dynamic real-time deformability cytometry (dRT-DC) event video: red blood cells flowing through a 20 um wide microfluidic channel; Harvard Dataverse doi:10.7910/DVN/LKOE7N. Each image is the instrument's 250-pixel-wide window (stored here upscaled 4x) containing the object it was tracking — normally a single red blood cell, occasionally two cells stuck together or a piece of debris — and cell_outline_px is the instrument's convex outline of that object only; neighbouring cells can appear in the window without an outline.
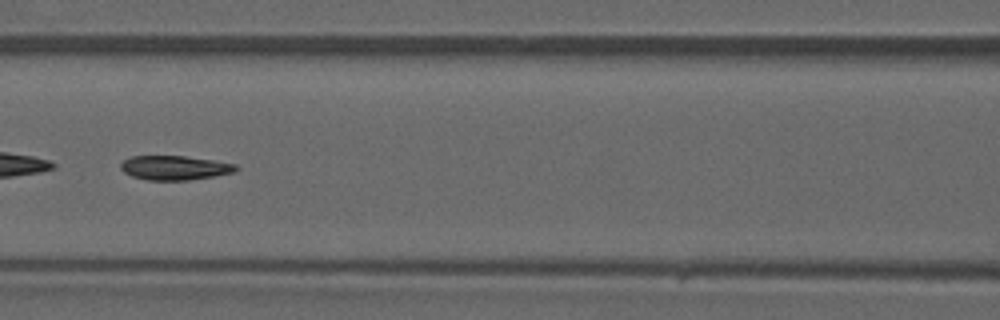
{"species": "common noctule bat (a hibernating species)", "species_latin": "Nyctalus noctula", "temperature_condition": "warm", "stored_images_in_passage": 43, "camera_frame_rate_fps": 3000, "um_per_image_px": 0.085, "animal": {"sex": "male", "forearm_length_mm": 52.5}, "frame": {"image": 1, "passage_image": 19, "time_ms": 6.0, "image_size_px": [1000, 320], "cell_outline_px": [[240, 168], [236, 172], [188, 180], [148, 180], [132, 176], [124, 172], [120, 168], [120, 164], [124, 160], [132, 156], [184, 156], [212, 160], [236, 164]], "centroid_in_image_um": [14.86, 14.26], "position_along_channel_um": 151.7, "area_um2": 16.24}}